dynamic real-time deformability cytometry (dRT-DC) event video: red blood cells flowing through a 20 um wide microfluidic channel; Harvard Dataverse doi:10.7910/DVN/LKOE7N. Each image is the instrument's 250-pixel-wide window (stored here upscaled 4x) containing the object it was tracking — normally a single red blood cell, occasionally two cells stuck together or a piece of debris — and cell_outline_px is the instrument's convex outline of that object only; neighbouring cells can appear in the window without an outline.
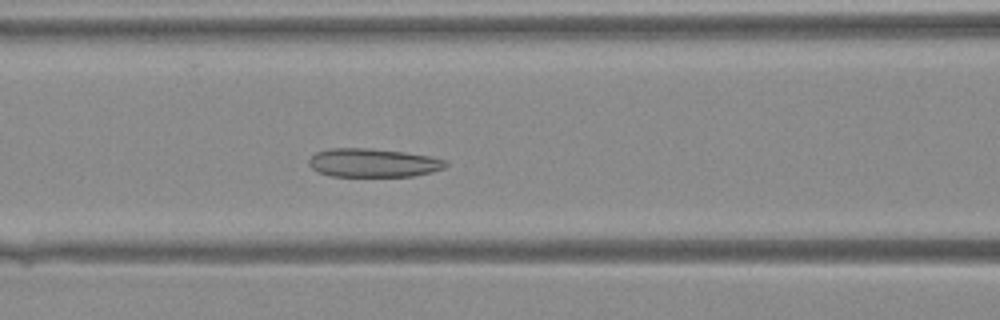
{"species": "Egyptian fruit bat (a non-hibernating species)", "species_latin": "Rousettus aegyptiacus", "temperature_condition": "warm", "stored_images_in_passage": 39, "camera_frame_rate_fps": 3000, "um_per_image_px": 0.085, "animal": {"sex": "female"}, "frame": {"image": 1, "passage_image": 15, "time_ms": 4.667, "image_size_px": [1000, 320], "cell_outline_px": [[448, 164], [444, 168], [432, 172], [412, 176], [332, 176], [316, 172], [308, 164], [308, 160], [316, 152], [332, 148], [368, 148], [404, 152], [428, 156], [448, 160]], "centroid_in_image_um": [31.71, 13.84], "position_along_channel_um": 134.9, "area_um2": 22.83}}
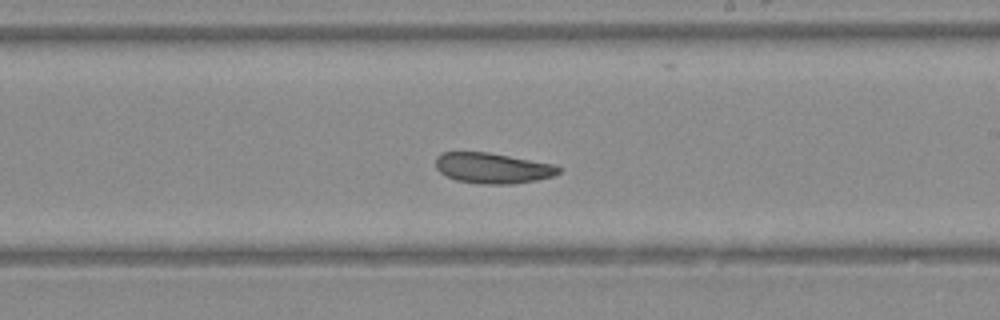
{"frame": {"image": 2, "passage_image": 22, "time_ms": 7.0, "image_size_px": [1000, 320], "cell_outline_px": [[560, 172], [552, 176], [536, 180], [512, 184], [476, 184], [456, 180], [440, 172], [436, 168], [436, 156], [440, 152], [488, 152], [556, 164], [560, 168]], "centroid_in_image_um": [41.87, 14.28], "position_along_channel_um": 247.1, "area_um2": 22.02}}
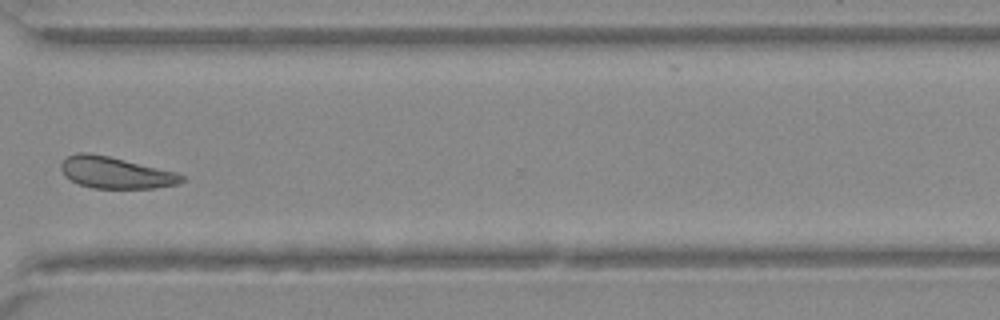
{"frame": {"image": 3, "passage_image": 29, "time_ms": 9.333, "image_size_px": [1000, 320], "cell_outline_px": [[184, 180], [180, 184], [156, 188], [92, 188], [80, 184], [64, 176], [60, 168], [60, 164], [68, 156], [80, 152], [88, 152], [108, 156], [176, 172], [184, 176]], "centroid_in_image_um": [9.83, 14.68], "position_along_channel_um": 360.8, "area_um2": 22.08}}